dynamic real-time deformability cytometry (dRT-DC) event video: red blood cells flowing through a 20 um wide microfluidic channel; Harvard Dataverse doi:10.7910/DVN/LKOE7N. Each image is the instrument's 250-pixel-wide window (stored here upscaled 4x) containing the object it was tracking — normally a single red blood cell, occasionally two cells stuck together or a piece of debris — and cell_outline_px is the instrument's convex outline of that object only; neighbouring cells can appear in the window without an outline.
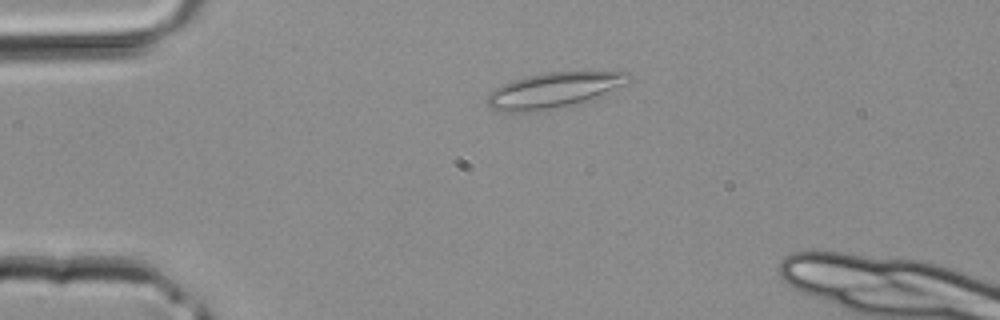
{"species": "common noctule bat (a hibernating species)", "species_latin": "Nyctalus noctula", "temperature_condition": "room temperature", "stored_images_in_passage": 32, "camera_frame_rate_fps": 3000, "um_per_image_px": 0.085, "animal": {"sex": "male", "body_mass_g": 20.4}, "frame": {"image": 1, "passage_image": 3, "time_ms": 0.667, "image_size_px": [1000, 320], "cell_outline_px": [[632, 80], [624, 84], [596, 96], [548, 112], [496, 112], [488, 108], [484, 100], [500, 84], [512, 80], [528, 76], [548, 72], [632, 72]], "centroid_in_image_um": [46.96, 7.7], "position_along_channel_um": 38.0, "area_um2": 29.3}}
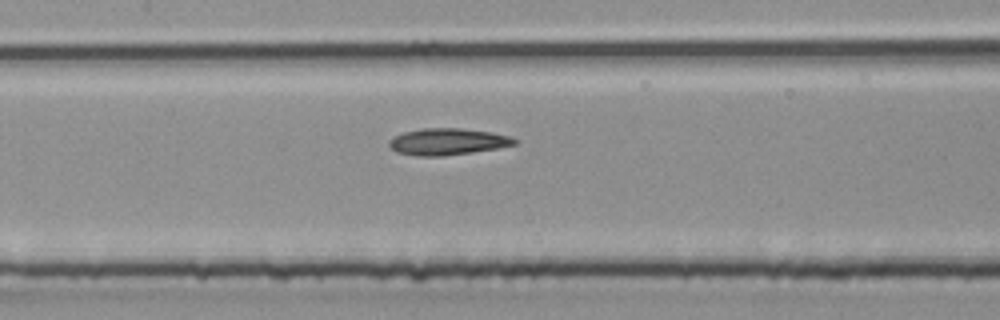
{"frame": {"image": 2, "passage_image": 13, "time_ms": 4.0, "image_size_px": [1000, 320], "cell_outline_px": [[516, 144], [496, 148], [472, 152], [444, 156], [416, 156], [396, 152], [388, 148], [388, 140], [392, 136], [404, 132], [420, 128], [460, 128], [492, 132], [512, 136], [516, 140]], "centroid_in_image_um": [37.98, 12.04], "position_along_channel_um": 169.4, "area_um2": 19.71}}
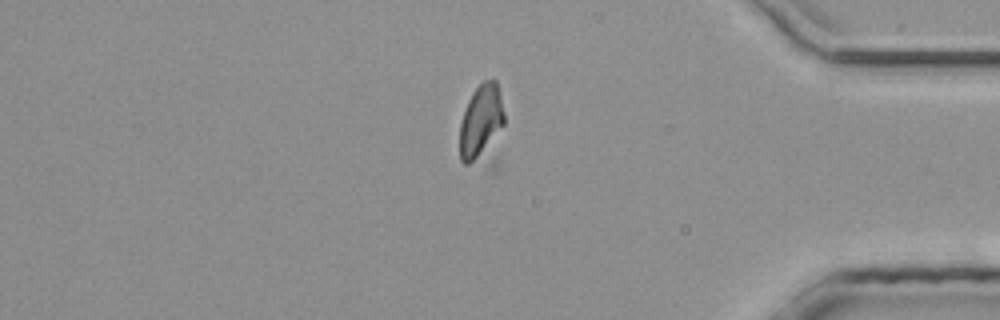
{"frame": {"image": 3, "passage_image": 28, "time_ms": 9.0, "image_size_px": [1000, 320], "cell_outline_px": [[504, 124], [500, 168], [496, 172], [492, 172], [464, 164], [460, 160], [460, 124], [464, 108], [472, 92], [484, 80], [496, 80], [504, 112]], "centroid_in_image_um": [41.04, 10.9], "position_along_channel_um": 394.2, "area_um2": 23.7}}